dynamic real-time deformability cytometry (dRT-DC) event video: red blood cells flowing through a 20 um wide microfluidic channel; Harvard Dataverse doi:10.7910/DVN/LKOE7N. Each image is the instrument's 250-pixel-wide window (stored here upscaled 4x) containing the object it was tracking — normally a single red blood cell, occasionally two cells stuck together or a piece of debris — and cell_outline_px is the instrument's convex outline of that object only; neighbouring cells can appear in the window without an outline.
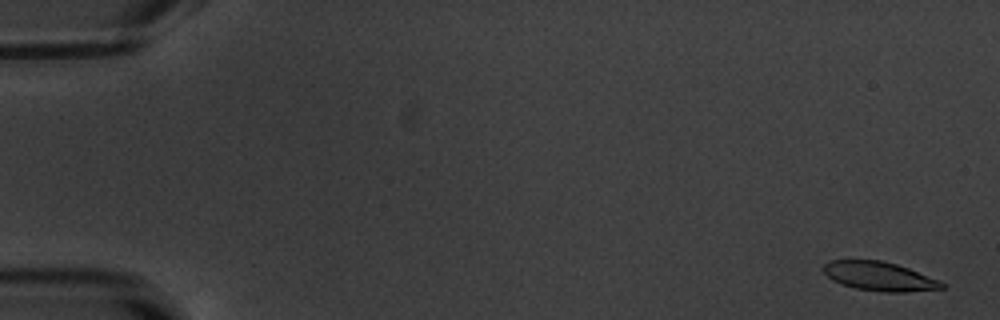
{"species": "common noctule bat (a hibernating species)", "species_latin": "Nyctalus noctula", "temperature_condition": "warm", "stored_images_in_passage": 54, "camera_frame_rate_fps": 3000, "um_per_image_px": 0.085, "animal": {"sex": "male", "body_mass_g": 20.1, "forearm_length_mm": 53.5}, "frame": {"image": 1, "passage_image": 2, "time_ms": 0.333, "image_size_px": [1000, 320], "cell_outline_px": [[944, 288], [904, 292], [884, 292], [856, 288], [832, 280], [820, 268], [824, 264], [832, 260], [880, 260], [896, 264], [908, 268], [940, 280], [944, 284]], "centroid_in_image_um": [74.73, 23.48], "position_along_channel_um": 10.3, "area_um2": 19.83}}
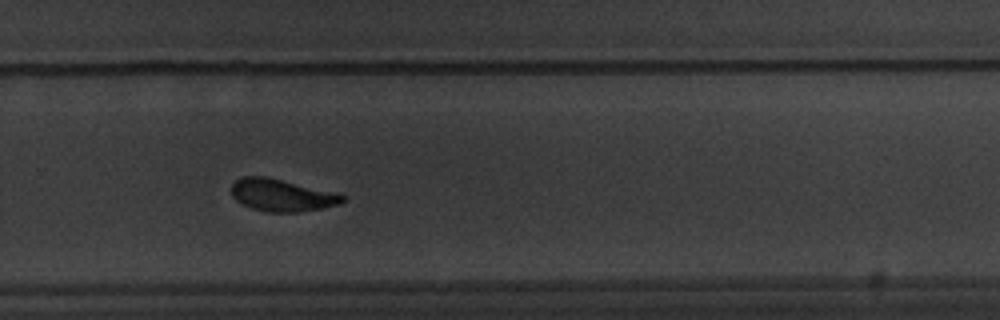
{"frame": {"image": 2, "passage_image": 37, "time_ms": 12.0, "image_size_px": [1000, 320], "cell_outline_px": [[348, 200], [340, 204], [324, 208], [300, 212], [268, 212], [252, 208], [236, 200], [232, 196], [232, 184], [240, 176], [264, 176], [340, 192]], "centroid_in_image_um": [24.03, 16.59], "position_along_channel_um": 305.8, "area_um2": 21.21}}
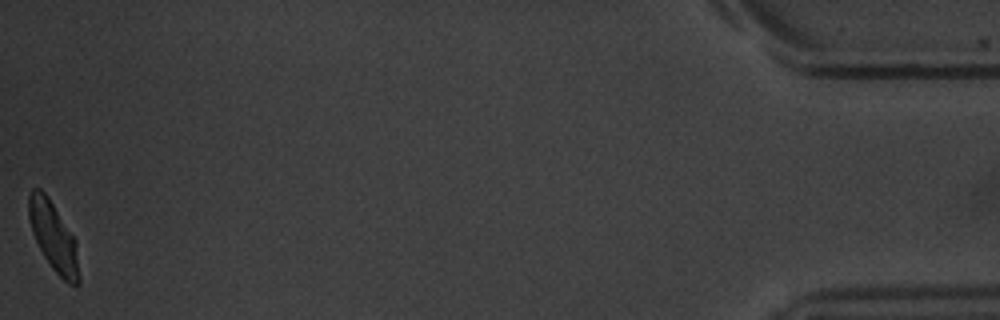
{"frame": {"image": 3, "passage_image": 54, "time_ms": 17.667, "image_size_px": [1000, 320], "cell_outline_px": [[80, 284], [76, 288], [68, 284], [52, 268], [44, 256], [32, 232], [28, 216], [28, 196], [32, 188], [40, 188], [48, 196], [76, 240], [80, 276]], "centroid_in_image_um": [4.57, 20.15], "position_along_channel_um": 430.6, "area_um2": 20.4}, "authors_computed_cell_mechanics": {"area_um2": 21.0392, "velocity_mm_per_s": 3.7968, "shape_relaxation_time_tau1_ms": 3.275, "shape_relaxation_time_tau2_ms": 2.0628, "deformation_change_tau1": 0.1553, "deformation_change_tau2": 0.0731}}